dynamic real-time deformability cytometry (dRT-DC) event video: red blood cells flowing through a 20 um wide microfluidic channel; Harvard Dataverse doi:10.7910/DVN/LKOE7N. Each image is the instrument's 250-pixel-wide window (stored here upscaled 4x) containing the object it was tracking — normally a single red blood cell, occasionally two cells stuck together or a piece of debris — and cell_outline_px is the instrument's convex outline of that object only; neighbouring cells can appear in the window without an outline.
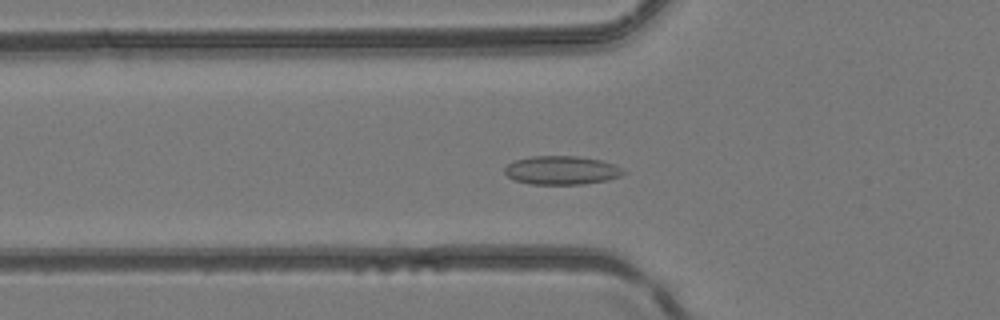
{"species": "common noctule bat (a hibernating species)", "species_latin": "Nyctalus noctula", "temperature_condition": "room temperature", "stored_images_in_passage": 36, "camera_frame_rate_fps": 3000, "um_per_image_px": 0.085, "animal": {"sex": "female", "body_mass_g": 24.6, "forearm_length_mm": 56.2}, "frame": {"image": 1, "passage_image": 5, "time_ms": 1.333, "image_size_px": [1000, 320], "cell_outline_px": [[628, 172], [620, 176], [608, 180], [584, 184], [532, 184], [516, 180], [508, 176], [504, 172], [504, 168], [508, 164], [516, 160], [532, 156], [580, 156], [600, 160], [612, 164]], "centroid_in_image_um": [47.75, 14.47], "position_along_channel_um": 78.0, "area_um2": 19.71}}
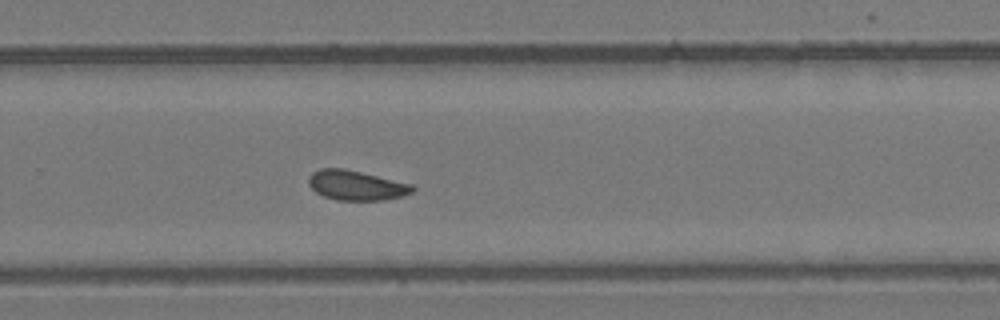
{"frame": {"image": 2, "passage_image": 20, "time_ms": 6.333, "image_size_px": [1000, 320], "cell_outline_px": [[416, 188], [412, 192], [404, 196], [384, 200], [336, 200], [324, 196], [316, 192], [308, 184], [308, 176], [312, 172], [320, 168], [344, 168], [412, 184]], "centroid_in_image_um": [30.27, 15.75], "position_along_channel_um": 299.5, "area_um2": 18.09}}
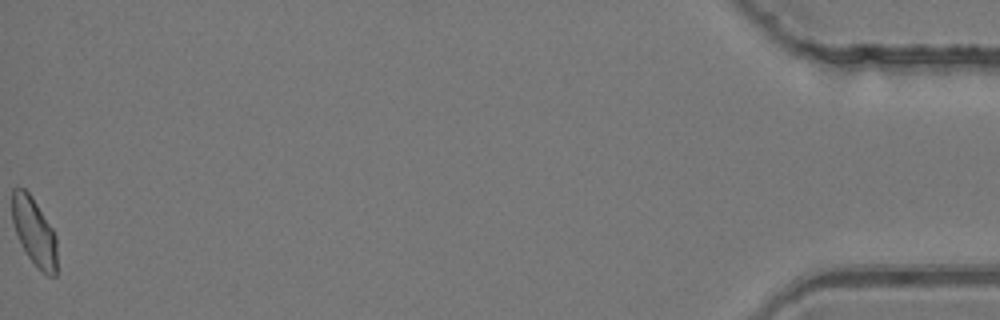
{"frame": {"image": 3, "passage_image": 36, "time_ms": 11.667, "image_size_px": [1000, 320], "cell_outline_px": [[56, 276], [48, 276], [40, 272], [36, 268], [28, 256], [16, 232], [12, 220], [12, 188], [24, 188], [32, 196], [52, 228], [56, 236]], "centroid_in_image_um": [2.91, 19.71], "position_along_channel_um": 432.3, "area_um2": 17.69}}